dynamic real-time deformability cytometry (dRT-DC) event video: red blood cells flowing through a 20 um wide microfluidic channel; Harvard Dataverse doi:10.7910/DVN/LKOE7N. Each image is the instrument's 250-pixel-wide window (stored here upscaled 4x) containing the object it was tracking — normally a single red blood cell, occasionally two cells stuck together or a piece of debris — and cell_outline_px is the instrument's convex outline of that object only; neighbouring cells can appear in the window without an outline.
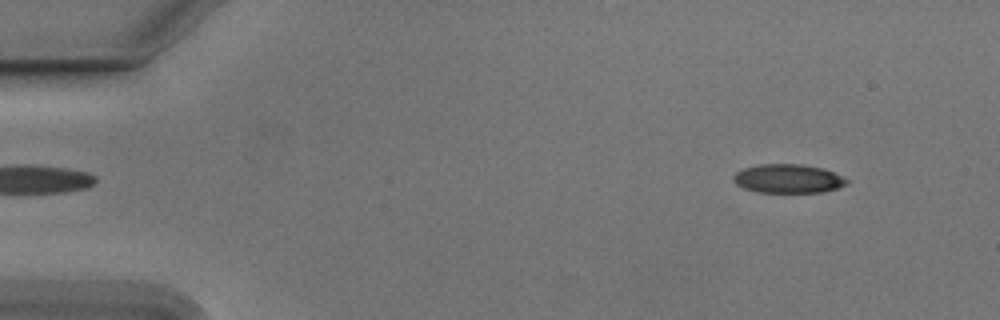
{"species": "Egyptian fruit bat (a non-hibernating species)", "species_latin": "Rousettus aegyptiacus", "temperature_condition": "cold", "stored_images_in_passage": 54, "camera_frame_rate_fps": 3000, "um_per_image_px": 0.085, "animal": {"sex": "male"}, "frame": {"image": 1, "passage_image": 5, "time_ms": 1.333, "image_size_px": [1000, 320], "cell_outline_px": [[848, 184], [836, 188], [820, 192], [756, 192], [744, 188], [736, 184], [732, 180], [732, 176], [736, 172], [744, 168], [760, 164], [804, 164], [820, 168], [832, 172], [848, 180]], "centroid_in_image_um": [66.93, 15.18], "position_along_channel_um": 18.1, "area_um2": 18.9}}
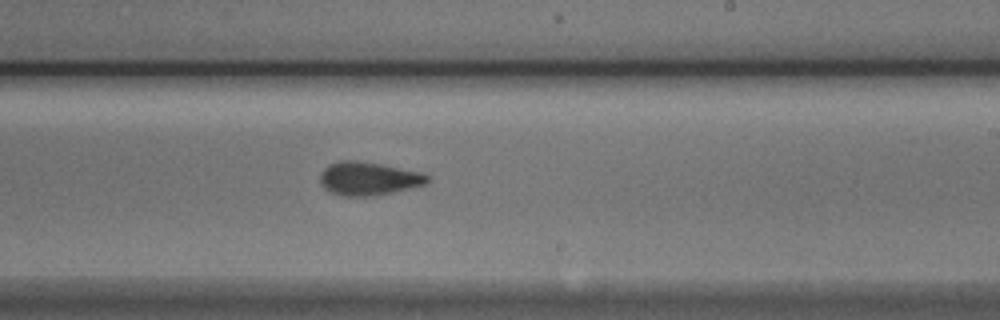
{"frame": {"image": 2, "passage_image": 32, "time_ms": 10.333, "image_size_px": [1000, 320], "cell_outline_px": [[432, 180], [428, 184], [376, 196], [340, 196], [328, 192], [320, 184], [320, 172], [328, 164], [340, 160], [356, 160], [380, 164], [424, 172], [432, 176]], "centroid_in_image_um": [31.36, 15.18], "position_along_channel_um": 257.6, "area_um2": 21.5}}
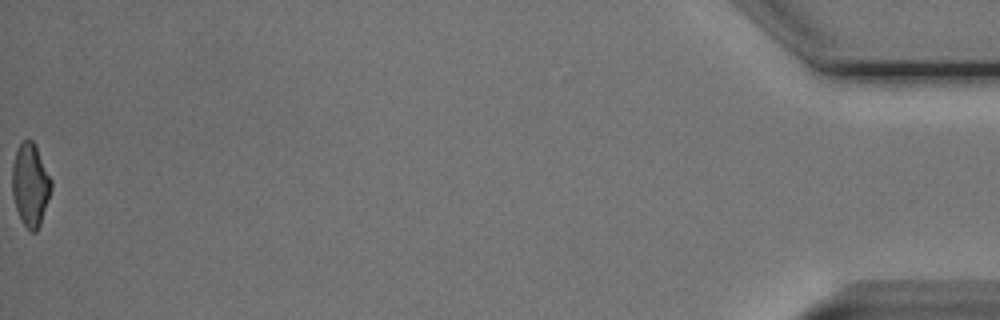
{"frame": {"image": 3, "passage_image": 54, "time_ms": 17.667, "image_size_px": [1000, 320], "cell_outline_px": [[52, 188], [40, 224], [36, 232], [32, 232], [24, 224], [16, 208], [12, 196], [12, 164], [16, 148], [24, 140], [32, 140], [52, 180]], "centroid_in_image_um": [2.57, 15.7], "position_along_channel_um": 432.6, "area_um2": 18.61}, "authors_computed_cell_mechanics": {"area_um2": 20.0277, "velocity_mm_per_s": 3.7791, "shape_relaxation_time_tau1_ms": 3.6792, "shape_relaxation_time_tau2_ms": 2.3405, "deformation_change_tau1": 0.1362, "deformation_change_tau2": 0.086}}